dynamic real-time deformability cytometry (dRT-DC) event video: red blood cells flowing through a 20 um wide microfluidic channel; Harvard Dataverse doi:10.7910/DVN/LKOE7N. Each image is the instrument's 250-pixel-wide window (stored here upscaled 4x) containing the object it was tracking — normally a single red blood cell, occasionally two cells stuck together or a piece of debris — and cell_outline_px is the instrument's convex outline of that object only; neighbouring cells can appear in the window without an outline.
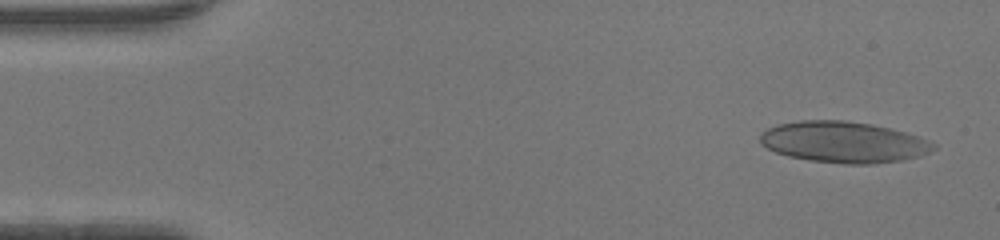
{"species": "human", "species_latin": "Homo sapiens", "temperature_condition": "warm", "stored_images_in_passage": 47, "camera_frame_rate_fps": 3000, "um_per_image_px": 0.085, "donor": {"sex": "female"}, "frame": {"image": 1, "passage_image": 2, "time_ms": 0.333, "image_size_px": [1000, 240], "cell_outline_px": [[936, 148], [928, 152], [916, 156], [900, 160], [872, 164], [844, 164], [812, 160], [788, 156], [776, 152], [760, 144], [760, 132], [768, 128], [780, 124], [800, 120], [844, 120], [872, 124], [904, 132], [916, 136], [936, 144]], "centroid_in_image_um": [71.66, 12.07], "position_along_channel_um": 13.3, "area_um2": 41.21}}
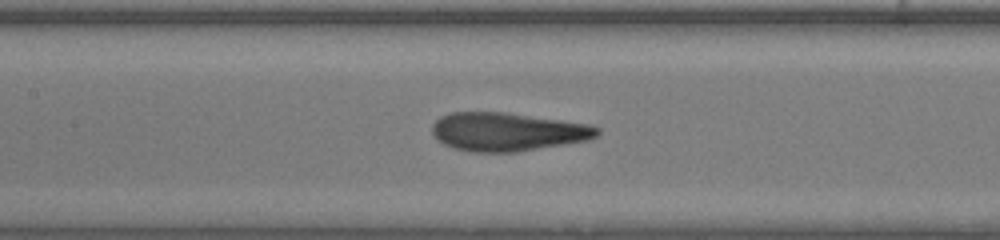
{"frame": {"image": 2, "passage_image": 21, "time_ms": 6.667, "image_size_px": [1000, 240], "cell_outline_px": [[600, 132], [596, 136], [588, 140], [516, 152], [472, 152], [452, 148], [444, 144], [432, 132], [432, 124], [440, 116], [452, 112], [504, 112], [592, 124], [600, 128]], "centroid_in_image_um": [43.14, 11.2], "position_along_channel_um": 164.3, "area_um2": 36.99}}
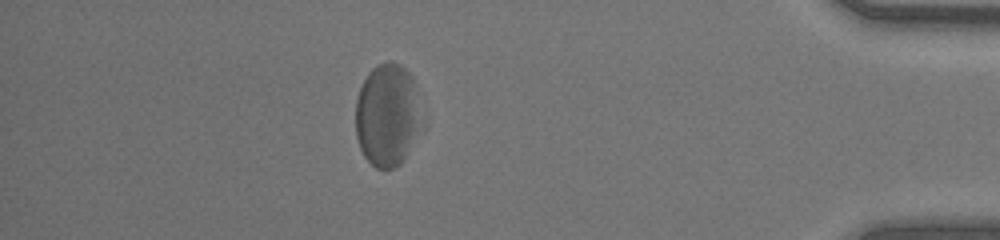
{"frame": {"image": 3, "passage_image": 41, "time_ms": 13.333, "image_size_px": [1000, 240], "cell_outline_px": [[424, 128], [404, 160], [400, 164], [392, 168], [376, 168], [364, 156], [360, 148], [356, 136], [356, 100], [360, 88], [368, 72], [376, 64], [388, 60], [392, 60], [400, 64], [412, 76], [424, 124]], "centroid_in_image_um": [32.96, 9.78], "position_along_channel_um": 402.2, "area_um2": 40.34}, "authors_computed_cell_mechanics": {"area_um2": 39.5352, "velocity_mm_per_s": 4.2739, "shape_relaxation_time_tau1_ms": 3.7165, "shape_relaxation_time_tau2_ms": 1.4811, "deformation_change_tau1": 0.1503, "deformation_change_tau2": 0.0924}}